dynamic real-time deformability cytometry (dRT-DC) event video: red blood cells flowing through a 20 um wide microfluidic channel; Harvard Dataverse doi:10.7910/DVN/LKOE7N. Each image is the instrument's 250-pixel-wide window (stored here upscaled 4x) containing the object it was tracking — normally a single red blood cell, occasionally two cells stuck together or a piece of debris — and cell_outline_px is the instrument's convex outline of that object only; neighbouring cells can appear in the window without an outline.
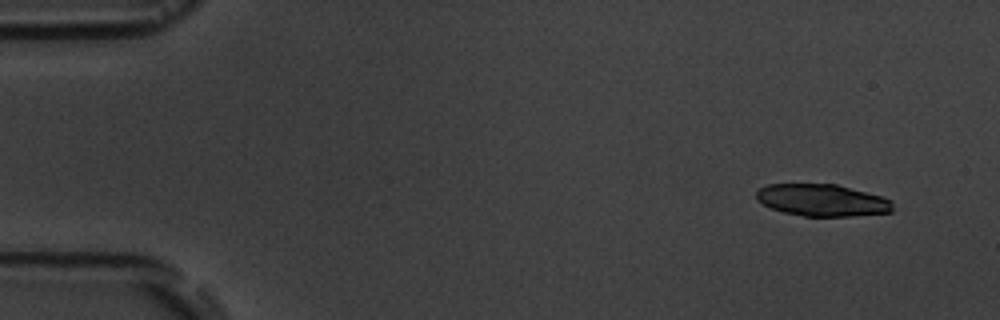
{"species": "common noctule bat (a hibernating species)", "species_latin": "Nyctalus noctula", "temperature_condition": "room temperature", "stored_images_in_passage": 4, "camera_frame_rate_fps": 3000, "um_per_image_px": 0.085, "animal": {"sex": "male", "body_mass_g": 19.5, "forearm_length_mm": 54.6}, "frame": {"image": 1, "passage_image": 1, "time_ms": 0.0, "image_size_px": [1000, 320], "cell_outline_px": [[892, 212], [852, 216], [804, 216], [784, 212], [772, 208], [756, 200], [756, 192], [760, 188], [768, 184], [836, 184], [880, 196], [892, 200]], "centroid_in_image_um": [69.87, 17.02], "position_along_channel_um": 15.1, "area_um2": 25.26}}